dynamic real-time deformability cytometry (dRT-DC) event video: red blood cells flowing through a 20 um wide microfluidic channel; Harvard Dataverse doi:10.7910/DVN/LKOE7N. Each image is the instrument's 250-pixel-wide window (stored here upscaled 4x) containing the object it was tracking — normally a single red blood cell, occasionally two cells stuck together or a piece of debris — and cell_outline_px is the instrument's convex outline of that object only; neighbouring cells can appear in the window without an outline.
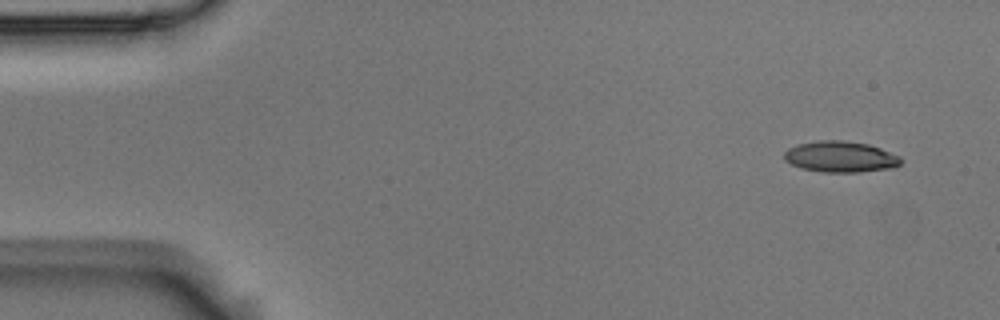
{"species": "Egyptian fruit bat (a non-hibernating species)", "species_latin": "Rousettus aegyptiacus", "temperature_condition": "room temperature", "stored_images_in_passage": 4, "camera_frame_rate_fps": 3000, "um_per_image_px": 0.085, "animal": {"sex": "male"}, "frame": {"image": 1, "passage_image": 1, "time_ms": 0.0, "image_size_px": [1000, 320], "cell_outline_px": [[900, 164], [888, 168], [860, 172], [824, 172], [800, 168], [784, 160], [784, 152], [788, 148], [796, 144], [820, 140], [844, 140], [868, 144], [880, 148], [900, 156]], "centroid_in_image_um": [71.39, 13.31], "position_along_channel_um": 13.6, "area_um2": 21.04}}